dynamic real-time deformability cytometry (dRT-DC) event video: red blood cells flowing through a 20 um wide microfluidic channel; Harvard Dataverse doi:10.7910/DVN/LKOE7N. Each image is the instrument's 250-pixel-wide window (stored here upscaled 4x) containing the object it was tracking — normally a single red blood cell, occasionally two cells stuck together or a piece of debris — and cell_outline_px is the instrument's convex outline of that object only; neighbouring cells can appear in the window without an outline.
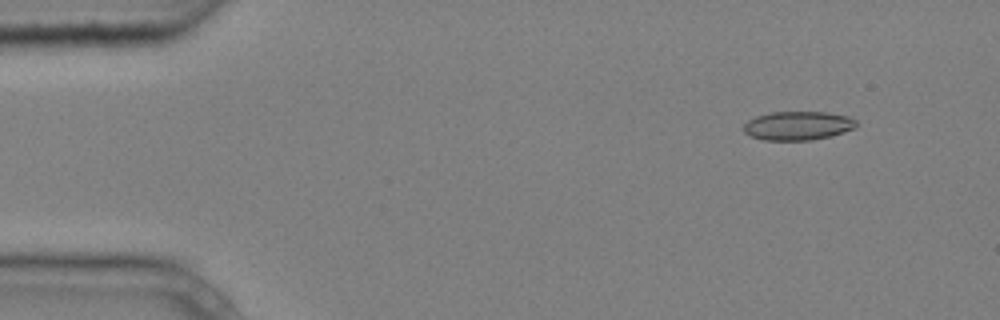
{"species": "common noctule bat (a hibernating species)", "species_latin": "Nyctalus noctula", "temperature_condition": "cold", "stored_images_in_passage": 6, "camera_frame_rate_fps": 3000, "um_per_image_px": 0.085, "animal": {"sex": "male", "body_mass_g": 20.4}, "frame": {"image": 1, "passage_image": 2, "time_ms": 0.333, "image_size_px": [1000, 320], "cell_outline_px": [[856, 128], [832, 136], [812, 140], [764, 140], [748, 136], [744, 132], [744, 124], [748, 120], [756, 116], [772, 112], [824, 112], [848, 116], [856, 120]], "centroid_in_image_um": [67.81, 10.69], "position_along_channel_um": 17.2, "area_um2": 19.02}}
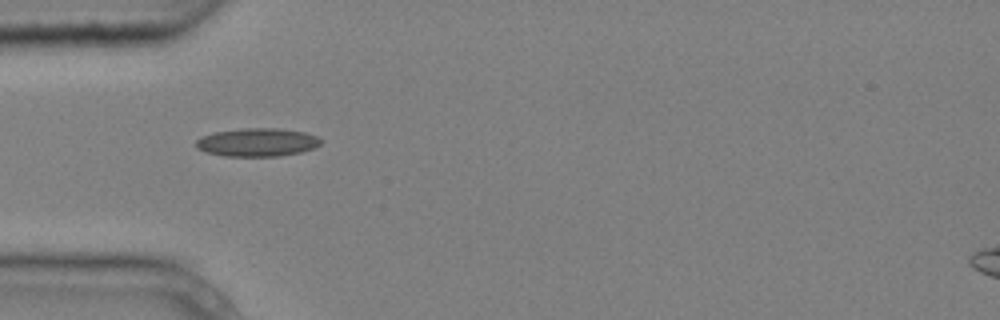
{"frame": {"image": 2, "passage_image": 5, "time_ms": 1.333, "image_size_px": [1000, 320], "cell_outline_px": [[324, 140], [320, 144], [312, 148], [300, 152], [280, 156], [224, 156], [208, 152], [196, 148], [196, 140], [212, 132], [240, 128], [276, 128], [304, 132], [316, 136]], "centroid_in_image_um": [21.86, 12.09], "position_along_channel_um": 63.1, "area_um2": 20.52}}
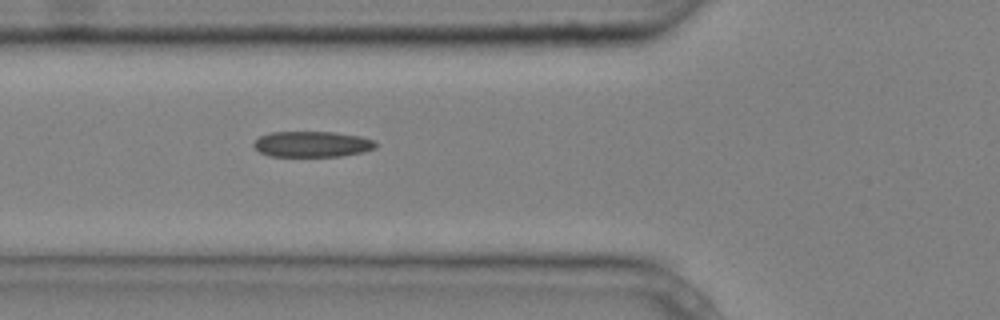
{"frame": {"image": 3, "passage_image": 6, "time_ms": 1.667, "image_size_px": [1000, 320], "cell_outline_px": [[376, 148], [364, 152], [340, 156], [268, 156], [260, 152], [252, 144], [260, 136], [272, 132], [336, 132], [360, 136], [376, 140]], "centroid_in_image_um": [26.57, 12.25], "position_along_channel_um": 99.2, "area_um2": 18.38}}